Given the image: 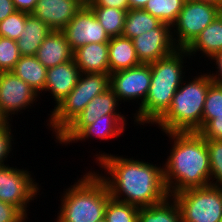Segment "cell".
<instances>
[{
    "instance_id": "cell-4",
    "label": "cell",
    "mask_w": 222,
    "mask_h": 222,
    "mask_svg": "<svg viewBox=\"0 0 222 222\" xmlns=\"http://www.w3.org/2000/svg\"><path fill=\"white\" fill-rule=\"evenodd\" d=\"M85 173L64 189L55 222H98L104 218L111 198L108 187L92 168Z\"/></svg>"
},
{
    "instance_id": "cell-12",
    "label": "cell",
    "mask_w": 222,
    "mask_h": 222,
    "mask_svg": "<svg viewBox=\"0 0 222 222\" xmlns=\"http://www.w3.org/2000/svg\"><path fill=\"white\" fill-rule=\"evenodd\" d=\"M119 102L118 97L110 88L95 96L83 111L55 138V143L70 144L87 125L94 123L97 118L106 114H122L118 110L121 109L118 108Z\"/></svg>"
},
{
    "instance_id": "cell-5",
    "label": "cell",
    "mask_w": 222,
    "mask_h": 222,
    "mask_svg": "<svg viewBox=\"0 0 222 222\" xmlns=\"http://www.w3.org/2000/svg\"><path fill=\"white\" fill-rule=\"evenodd\" d=\"M183 80L175 92L169 109L154 123L163 133L199 132L205 98L212 83L207 73ZM191 79V80H190Z\"/></svg>"
},
{
    "instance_id": "cell-28",
    "label": "cell",
    "mask_w": 222,
    "mask_h": 222,
    "mask_svg": "<svg viewBox=\"0 0 222 222\" xmlns=\"http://www.w3.org/2000/svg\"><path fill=\"white\" fill-rule=\"evenodd\" d=\"M184 3V0H150L144 7V10L157 17L162 23L172 27Z\"/></svg>"
},
{
    "instance_id": "cell-27",
    "label": "cell",
    "mask_w": 222,
    "mask_h": 222,
    "mask_svg": "<svg viewBox=\"0 0 222 222\" xmlns=\"http://www.w3.org/2000/svg\"><path fill=\"white\" fill-rule=\"evenodd\" d=\"M110 38L122 36L128 10L105 6H88Z\"/></svg>"
},
{
    "instance_id": "cell-36",
    "label": "cell",
    "mask_w": 222,
    "mask_h": 222,
    "mask_svg": "<svg viewBox=\"0 0 222 222\" xmlns=\"http://www.w3.org/2000/svg\"><path fill=\"white\" fill-rule=\"evenodd\" d=\"M87 6H105L122 10H129L128 0H93Z\"/></svg>"
},
{
    "instance_id": "cell-18",
    "label": "cell",
    "mask_w": 222,
    "mask_h": 222,
    "mask_svg": "<svg viewBox=\"0 0 222 222\" xmlns=\"http://www.w3.org/2000/svg\"><path fill=\"white\" fill-rule=\"evenodd\" d=\"M36 58L47 69L73 59V51L63 31H51L38 48Z\"/></svg>"
},
{
    "instance_id": "cell-6",
    "label": "cell",
    "mask_w": 222,
    "mask_h": 222,
    "mask_svg": "<svg viewBox=\"0 0 222 222\" xmlns=\"http://www.w3.org/2000/svg\"><path fill=\"white\" fill-rule=\"evenodd\" d=\"M109 86V73H81L72 91L48 114L46 126L55 134L53 136L57 137L95 96L104 93Z\"/></svg>"
},
{
    "instance_id": "cell-3",
    "label": "cell",
    "mask_w": 222,
    "mask_h": 222,
    "mask_svg": "<svg viewBox=\"0 0 222 222\" xmlns=\"http://www.w3.org/2000/svg\"><path fill=\"white\" fill-rule=\"evenodd\" d=\"M187 57L190 58L185 48H177L169 55L150 63V87L144 103L138 111L135 110L134 124L153 125L169 109L175 92L187 78V65H184Z\"/></svg>"
},
{
    "instance_id": "cell-1",
    "label": "cell",
    "mask_w": 222,
    "mask_h": 222,
    "mask_svg": "<svg viewBox=\"0 0 222 222\" xmlns=\"http://www.w3.org/2000/svg\"><path fill=\"white\" fill-rule=\"evenodd\" d=\"M95 156L97 165L102 168L101 173L99 170L95 172L106 183L111 198L143 208L160 203L169 196L161 164L157 166L142 159L124 158L123 155L102 151Z\"/></svg>"
},
{
    "instance_id": "cell-44",
    "label": "cell",
    "mask_w": 222,
    "mask_h": 222,
    "mask_svg": "<svg viewBox=\"0 0 222 222\" xmlns=\"http://www.w3.org/2000/svg\"><path fill=\"white\" fill-rule=\"evenodd\" d=\"M93 0H87V5L90 3V2H92Z\"/></svg>"
},
{
    "instance_id": "cell-25",
    "label": "cell",
    "mask_w": 222,
    "mask_h": 222,
    "mask_svg": "<svg viewBox=\"0 0 222 222\" xmlns=\"http://www.w3.org/2000/svg\"><path fill=\"white\" fill-rule=\"evenodd\" d=\"M138 222H182L181 210L174 197L168 196L160 203L140 208Z\"/></svg>"
},
{
    "instance_id": "cell-34",
    "label": "cell",
    "mask_w": 222,
    "mask_h": 222,
    "mask_svg": "<svg viewBox=\"0 0 222 222\" xmlns=\"http://www.w3.org/2000/svg\"><path fill=\"white\" fill-rule=\"evenodd\" d=\"M27 218L17 207L0 200V222H27Z\"/></svg>"
},
{
    "instance_id": "cell-14",
    "label": "cell",
    "mask_w": 222,
    "mask_h": 222,
    "mask_svg": "<svg viewBox=\"0 0 222 222\" xmlns=\"http://www.w3.org/2000/svg\"><path fill=\"white\" fill-rule=\"evenodd\" d=\"M132 42L141 64L153 63L177 49L172 39L171 26L166 23L132 38Z\"/></svg>"
},
{
    "instance_id": "cell-35",
    "label": "cell",
    "mask_w": 222,
    "mask_h": 222,
    "mask_svg": "<svg viewBox=\"0 0 222 222\" xmlns=\"http://www.w3.org/2000/svg\"><path fill=\"white\" fill-rule=\"evenodd\" d=\"M208 60H210V62L212 61L211 63L215 62L214 65L216 69L215 72H211V70L210 72H207L209 78L211 79L212 83L222 86V50L216 52Z\"/></svg>"
},
{
    "instance_id": "cell-13",
    "label": "cell",
    "mask_w": 222,
    "mask_h": 222,
    "mask_svg": "<svg viewBox=\"0 0 222 222\" xmlns=\"http://www.w3.org/2000/svg\"><path fill=\"white\" fill-rule=\"evenodd\" d=\"M62 31L72 51L89 43H109L111 39L88 6H83Z\"/></svg>"
},
{
    "instance_id": "cell-26",
    "label": "cell",
    "mask_w": 222,
    "mask_h": 222,
    "mask_svg": "<svg viewBox=\"0 0 222 222\" xmlns=\"http://www.w3.org/2000/svg\"><path fill=\"white\" fill-rule=\"evenodd\" d=\"M161 23L157 17L144 9H129L126 13L122 36L132 39L157 28Z\"/></svg>"
},
{
    "instance_id": "cell-30",
    "label": "cell",
    "mask_w": 222,
    "mask_h": 222,
    "mask_svg": "<svg viewBox=\"0 0 222 222\" xmlns=\"http://www.w3.org/2000/svg\"><path fill=\"white\" fill-rule=\"evenodd\" d=\"M206 144L211 170L210 185L222 187V140L206 139Z\"/></svg>"
},
{
    "instance_id": "cell-23",
    "label": "cell",
    "mask_w": 222,
    "mask_h": 222,
    "mask_svg": "<svg viewBox=\"0 0 222 222\" xmlns=\"http://www.w3.org/2000/svg\"><path fill=\"white\" fill-rule=\"evenodd\" d=\"M52 29L32 13L26 17L23 33L17 39L21 56H35L38 48Z\"/></svg>"
},
{
    "instance_id": "cell-24",
    "label": "cell",
    "mask_w": 222,
    "mask_h": 222,
    "mask_svg": "<svg viewBox=\"0 0 222 222\" xmlns=\"http://www.w3.org/2000/svg\"><path fill=\"white\" fill-rule=\"evenodd\" d=\"M12 72L31 86L39 96H41L40 93H44L47 68L36 56H20Z\"/></svg>"
},
{
    "instance_id": "cell-37",
    "label": "cell",
    "mask_w": 222,
    "mask_h": 222,
    "mask_svg": "<svg viewBox=\"0 0 222 222\" xmlns=\"http://www.w3.org/2000/svg\"><path fill=\"white\" fill-rule=\"evenodd\" d=\"M16 10L32 13L37 5L38 0H12Z\"/></svg>"
},
{
    "instance_id": "cell-20",
    "label": "cell",
    "mask_w": 222,
    "mask_h": 222,
    "mask_svg": "<svg viewBox=\"0 0 222 222\" xmlns=\"http://www.w3.org/2000/svg\"><path fill=\"white\" fill-rule=\"evenodd\" d=\"M81 73H109L108 43H89L73 51Z\"/></svg>"
},
{
    "instance_id": "cell-9",
    "label": "cell",
    "mask_w": 222,
    "mask_h": 222,
    "mask_svg": "<svg viewBox=\"0 0 222 222\" xmlns=\"http://www.w3.org/2000/svg\"><path fill=\"white\" fill-rule=\"evenodd\" d=\"M31 173L28 169L10 167L9 164L0 167V200L14 205L27 218L30 202L41 195V186Z\"/></svg>"
},
{
    "instance_id": "cell-15",
    "label": "cell",
    "mask_w": 222,
    "mask_h": 222,
    "mask_svg": "<svg viewBox=\"0 0 222 222\" xmlns=\"http://www.w3.org/2000/svg\"><path fill=\"white\" fill-rule=\"evenodd\" d=\"M81 8L74 0H38L32 14L53 31H62Z\"/></svg>"
},
{
    "instance_id": "cell-22",
    "label": "cell",
    "mask_w": 222,
    "mask_h": 222,
    "mask_svg": "<svg viewBox=\"0 0 222 222\" xmlns=\"http://www.w3.org/2000/svg\"><path fill=\"white\" fill-rule=\"evenodd\" d=\"M109 74L141 64L138 60L132 39L117 36L108 43Z\"/></svg>"
},
{
    "instance_id": "cell-2",
    "label": "cell",
    "mask_w": 222,
    "mask_h": 222,
    "mask_svg": "<svg viewBox=\"0 0 222 222\" xmlns=\"http://www.w3.org/2000/svg\"><path fill=\"white\" fill-rule=\"evenodd\" d=\"M165 134L174 141L170 155L162 163L169 196L185 189L209 186L211 170L206 139L198 132Z\"/></svg>"
},
{
    "instance_id": "cell-41",
    "label": "cell",
    "mask_w": 222,
    "mask_h": 222,
    "mask_svg": "<svg viewBox=\"0 0 222 222\" xmlns=\"http://www.w3.org/2000/svg\"><path fill=\"white\" fill-rule=\"evenodd\" d=\"M201 1L212 2L219 5L222 8V0H201Z\"/></svg>"
},
{
    "instance_id": "cell-42",
    "label": "cell",
    "mask_w": 222,
    "mask_h": 222,
    "mask_svg": "<svg viewBox=\"0 0 222 222\" xmlns=\"http://www.w3.org/2000/svg\"><path fill=\"white\" fill-rule=\"evenodd\" d=\"M77 1L82 7L87 6V0H74Z\"/></svg>"
},
{
    "instance_id": "cell-19",
    "label": "cell",
    "mask_w": 222,
    "mask_h": 222,
    "mask_svg": "<svg viewBox=\"0 0 222 222\" xmlns=\"http://www.w3.org/2000/svg\"><path fill=\"white\" fill-rule=\"evenodd\" d=\"M126 117L123 114H106L97 118L94 123L87 125L70 143L86 141L89 138L111 140L120 137L126 129Z\"/></svg>"
},
{
    "instance_id": "cell-8",
    "label": "cell",
    "mask_w": 222,
    "mask_h": 222,
    "mask_svg": "<svg viewBox=\"0 0 222 222\" xmlns=\"http://www.w3.org/2000/svg\"><path fill=\"white\" fill-rule=\"evenodd\" d=\"M222 8L212 2L185 1L176 22L172 25V39L177 48H186L220 14Z\"/></svg>"
},
{
    "instance_id": "cell-21",
    "label": "cell",
    "mask_w": 222,
    "mask_h": 222,
    "mask_svg": "<svg viewBox=\"0 0 222 222\" xmlns=\"http://www.w3.org/2000/svg\"><path fill=\"white\" fill-rule=\"evenodd\" d=\"M191 60L197 52L210 58L222 50V13L185 48ZM200 51V52H199ZM196 54V55H195ZM192 56V57H191Z\"/></svg>"
},
{
    "instance_id": "cell-33",
    "label": "cell",
    "mask_w": 222,
    "mask_h": 222,
    "mask_svg": "<svg viewBox=\"0 0 222 222\" xmlns=\"http://www.w3.org/2000/svg\"><path fill=\"white\" fill-rule=\"evenodd\" d=\"M12 121L7 122L6 124H3L0 126V167L8 165L5 164V162L8 159V156L10 155L9 153H12V145L14 144L13 139V131H11V125ZM13 141V144H12Z\"/></svg>"
},
{
    "instance_id": "cell-43",
    "label": "cell",
    "mask_w": 222,
    "mask_h": 222,
    "mask_svg": "<svg viewBox=\"0 0 222 222\" xmlns=\"http://www.w3.org/2000/svg\"><path fill=\"white\" fill-rule=\"evenodd\" d=\"M98 222H106V220L103 218L102 220L98 221Z\"/></svg>"
},
{
    "instance_id": "cell-38",
    "label": "cell",
    "mask_w": 222,
    "mask_h": 222,
    "mask_svg": "<svg viewBox=\"0 0 222 222\" xmlns=\"http://www.w3.org/2000/svg\"><path fill=\"white\" fill-rule=\"evenodd\" d=\"M16 10L12 0H0V22Z\"/></svg>"
},
{
    "instance_id": "cell-11",
    "label": "cell",
    "mask_w": 222,
    "mask_h": 222,
    "mask_svg": "<svg viewBox=\"0 0 222 222\" xmlns=\"http://www.w3.org/2000/svg\"><path fill=\"white\" fill-rule=\"evenodd\" d=\"M150 83V64H139L126 70L111 73L109 87L120 102H130L131 100L138 103L140 99L138 103L140 108L147 97Z\"/></svg>"
},
{
    "instance_id": "cell-7",
    "label": "cell",
    "mask_w": 222,
    "mask_h": 222,
    "mask_svg": "<svg viewBox=\"0 0 222 222\" xmlns=\"http://www.w3.org/2000/svg\"><path fill=\"white\" fill-rule=\"evenodd\" d=\"M182 222H219L222 219L221 187L189 188L172 195Z\"/></svg>"
},
{
    "instance_id": "cell-32",
    "label": "cell",
    "mask_w": 222,
    "mask_h": 222,
    "mask_svg": "<svg viewBox=\"0 0 222 222\" xmlns=\"http://www.w3.org/2000/svg\"><path fill=\"white\" fill-rule=\"evenodd\" d=\"M20 56L16 40L0 37V72L12 71Z\"/></svg>"
},
{
    "instance_id": "cell-10",
    "label": "cell",
    "mask_w": 222,
    "mask_h": 222,
    "mask_svg": "<svg viewBox=\"0 0 222 222\" xmlns=\"http://www.w3.org/2000/svg\"><path fill=\"white\" fill-rule=\"evenodd\" d=\"M39 98V94L12 71L0 72V111L8 121H13L12 115L36 105Z\"/></svg>"
},
{
    "instance_id": "cell-17",
    "label": "cell",
    "mask_w": 222,
    "mask_h": 222,
    "mask_svg": "<svg viewBox=\"0 0 222 222\" xmlns=\"http://www.w3.org/2000/svg\"><path fill=\"white\" fill-rule=\"evenodd\" d=\"M204 139L222 140V86L211 83L206 94L202 129Z\"/></svg>"
},
{
    "instance_id": "cell-31",
    "label": "cell",
    "mask_w": 222,
    "mask_h": 222,
    "mask_svg": "<svg viewBox=\"0 0 222 222\" xmlns=\"http://www.w3.org/2000/svg\"><path fill=\"white\" fill-rule=\"evenodd\" d=\"M30 13L15 11L0 22V37L16 40L23 33L26 17Z\"/></svg>"
},
{
    "instance_id": "cell-29",
    "label": "cell",
    "mask_w": 222,
    "mask_h": 222,
    "mask_svg": "<svg viewBox=\"0 0 222 222\" xmlns=\"http://www.w3.org/2000/svg\"><path fill=\"white\" fill-rule=\"evenodd\" d=\"M138 207L110 198L105 209L106 222H138Z\"/></svg>"
},
{
    "instance_id": "cell-40",
    "label": "cell",
    "mask_w": 222,
    "mask_h": 222,
    "mask_svg": "<svg viewBox=\"0 0 222 222\" xmlns=\"http://www.w3.org/2000/svg\"><path fill=\"white\" fill-rule=\"evenodd\" d=\"M9 122L0 111V126Z\"/></svg>"
},
{
    "instance_id": "cell-39",
    "label": "cell",
    "mask_w": 222,
    "mask_h": 222,
    "mask_svg": "<svg viewBox=\"0 0 222 222\" xmlns=\"http://www.w3.org/2000/svg\"><path fill=\"white\" fill-rule=\"evenodd\" d=\"M150 0H128L129 9H144Z\"/></svg>"
},
{
    "instance_id": "cell-16",
    "label": "cell",
    "mask_w": 222,
    "mask_h": 222,
    "mask_svg": "<svg viewBox=\"0 0 222 222\" xmlns=\"http://www.w3.org/2000/svg\"><path fill=\"white\" fill-rule=\"evenodd\" d=\"M80 75L81 71L74 59L48 68L44 93L48 91L57 106L76 86Z\"/></svg>"
}]
</instances>
